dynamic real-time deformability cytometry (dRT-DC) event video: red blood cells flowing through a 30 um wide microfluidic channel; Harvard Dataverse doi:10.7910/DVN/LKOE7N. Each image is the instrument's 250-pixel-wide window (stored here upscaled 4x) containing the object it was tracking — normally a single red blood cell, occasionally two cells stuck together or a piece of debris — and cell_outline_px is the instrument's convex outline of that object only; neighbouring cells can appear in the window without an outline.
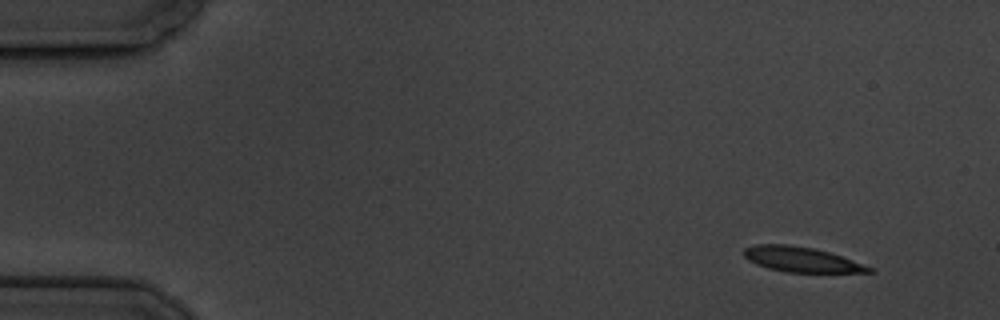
{"species": "common noctule bat (a hibernating species)", "species_latin": "Nyctalus noctula", "temperature_condition": "cold", "stored_images_in_passage": 9, "camera_frame_rate_fps": 3000, "um_per_image_px": 0.085, "animal": {"sex": "male", "body_mass_g": 19.5, "forearm_length_mm": 54.6}, "frame": {"image": 1, "passage_image": 1, "time_ms": 0.0, "image_size_px": [1000, 320], "cell_outline_px": [[876, 272], [784, 272], [768, 268], [756, 264], [748, 260], [744, 256], [744, 248], [756, 244], [788, 244], [812, 248], [828, 252], [852, 260], [872, 268]], "centroid_in_image_um": [68.06, 22.05], "position_along_channel_um": 16.9, "area_um2": 18.03}}
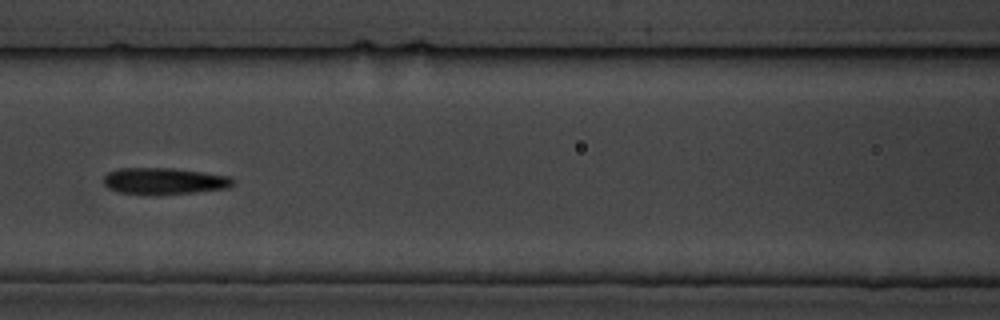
{"frame": {"image": 2, "passage_image": 7, "time_ms": 7.0, "image_size_px": [1000, 320], "cell_outline_px": [[236, 184], [228, 188], [196, 192], [156, 196], [148, 196], [116, 192], [108, 188], [104, 184], [104, 176], [108, 172], [120, 168], [172, 168], [204, 172], [232, 176], [236, 180]], "centroid_in_image_um": [13.99, 15.41], "position_along_channel_um": 152.6, "area_um2": 20.75}}
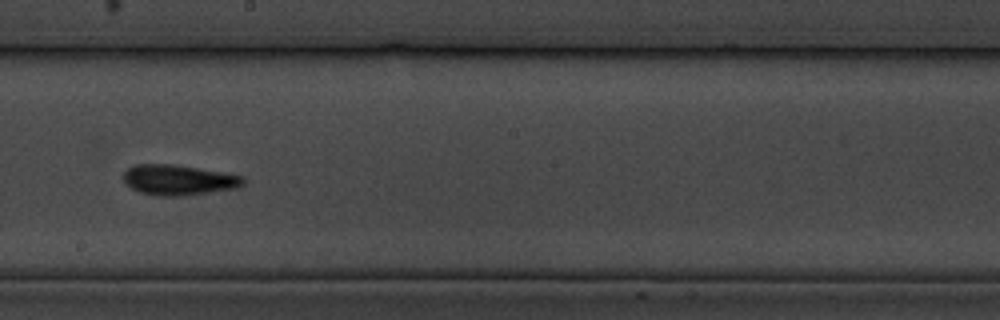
{"frame": {"image": 3, "passage_image": 9, "time_ms": 9.333, "image_size_px": [1000, 320], "cell_outline_px": [[244, 184], [236, 188], [180, 196], [156, 196], [140, 192], [132, 188], [124, 180], [124, 172], [128, 168], [136, 164], [172, 164], [224, 172], [244, 176]], "centroid_in_image_um": [15.19, 15.29], "position_along_channel_um": 233.0, "area_um2": 21.04}}